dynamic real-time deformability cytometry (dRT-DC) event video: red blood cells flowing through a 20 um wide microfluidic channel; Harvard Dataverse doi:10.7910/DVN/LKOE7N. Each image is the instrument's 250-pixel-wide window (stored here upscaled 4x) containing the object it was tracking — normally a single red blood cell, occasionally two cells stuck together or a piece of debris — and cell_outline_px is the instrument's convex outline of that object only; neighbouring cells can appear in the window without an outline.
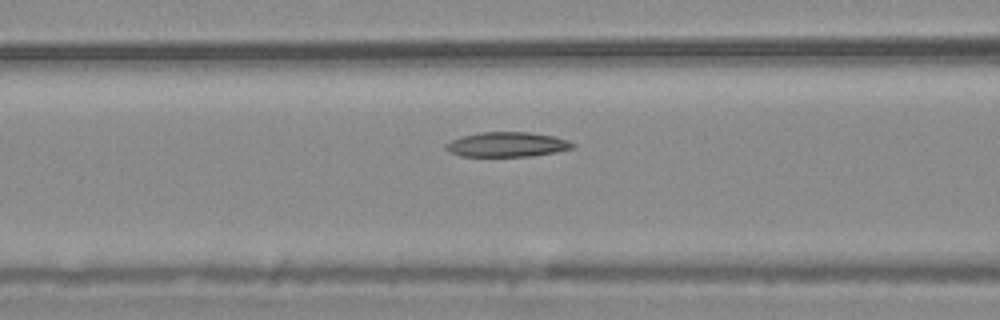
{"species": "common noctule bat (a hibernating species)", "species_latin": "Nyctalus noctula", "temperature_condition": "warm", "stored_images_in_passage": 54, "camera_frame_rate_fps": 3000, "um_per_image_px": 0.085, "animal": {"sex": "male", "body_mass_g": 20.4}, "frame": {"image": 1, "passage_image": 21, "time_ms": 6.667, "image_size_px": [1000, 320], "cell_outline_px": [[576, 148], [556, 152], [532, 156], [460, 156], [448, 152], [444, 148], [444, 144], [452, 140], [464, 136], [480, 132], [528, 132], [552, 136], [568, 140], [576, 144]], "centroid_in_image_um": [43.11, 12.29], "position_along_channel_um": 123.5, "area_um2": 18.38}}
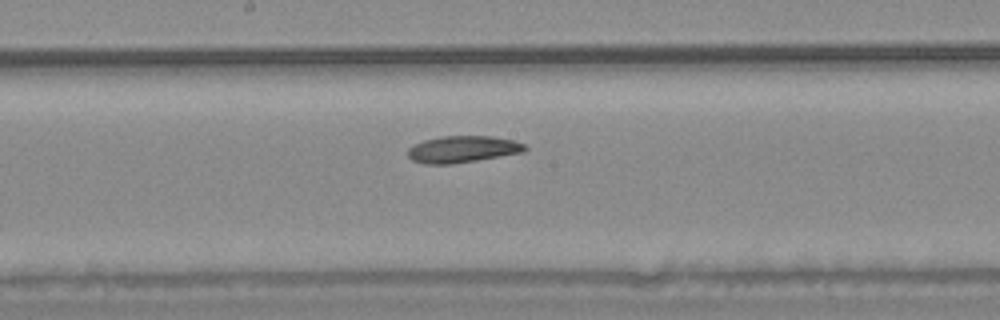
{"frame": {"image": 2, "passage_image": 28, "time_ms": 9.0, "image_size_px": [1000, 320], "cell_outline_px": [[528, 148], [524, 152], [476, 160], [448, 164], [424, 164], [412, 160], [408, 156], [408, 148], [424, 140], [440, 136], [492, 136], [512, 140], [524, 144]], "centroid_in_image_um": [39.31, 12.68], "position_along_channel_um": 208.9, "area_um2": 18.09}}
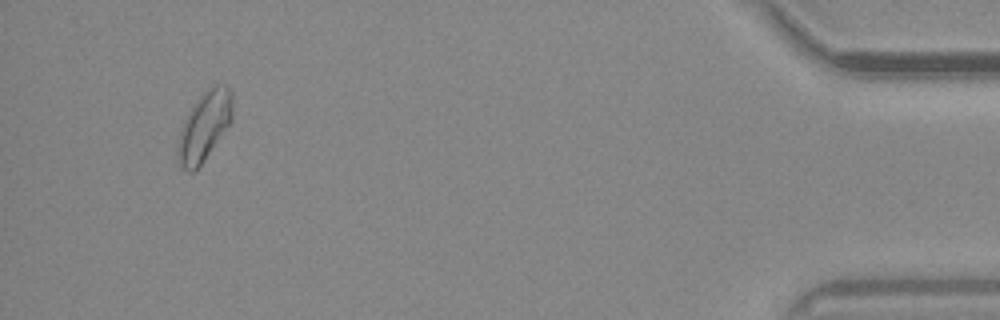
{"frame": {"image": 3, "passage_image": 51, "time_ms": 16.667, "image_size_px": [1000, 320], "cell_outline_px": [[232, 120], [204, 160], [192, 172], [188, 172], [180, 168], [176, 160], [176, 148], [180, 128], [184, 120], [204, 88], [216, 84], [224, 84], [232, 92]], "centroid_in_image_um": [17.33, 10.73], "position_along_channel_um": 417.9, "area_um2": 22.25}}